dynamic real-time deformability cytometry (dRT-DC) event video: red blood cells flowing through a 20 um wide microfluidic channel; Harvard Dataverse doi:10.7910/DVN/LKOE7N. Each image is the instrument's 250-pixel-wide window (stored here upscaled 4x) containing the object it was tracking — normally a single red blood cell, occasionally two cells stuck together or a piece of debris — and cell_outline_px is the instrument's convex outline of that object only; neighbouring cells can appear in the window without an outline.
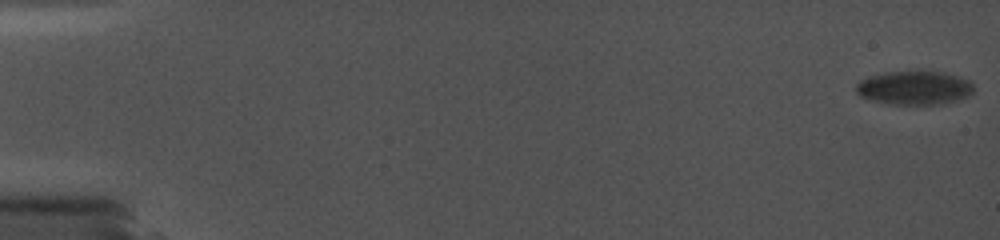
{"species": "common noctule bat (a hibernating species)", "species_latin": "Nyctalus noctula", "temperature_condition": "cold", "stored_images_in_passage": 77, "camera_frame_rate_fps": 5000, "um_per_image_px": 0.085, "animal": {"sex": "female", "body_mass_g": 19.0, "forearm_length_mm": 56.7}, "frame": {"image": 1, "passage_image": 1, "time_ms": 0.0, "image_size_px": [1000, 240], "cell_outline_px": [[972, 92], [968, 96], [956, 100], [940, 104], [892, 104], [872, 100], [860, 96], [856, 92], [856, 84], [860, 80], [868, 76], [884, 72], [920, 68], [944, 72], [968, 80], [972, 84]], "centroid_in_image_um": [77.68, 7.41], "position_along_channel_um": 7.3, "area_um2": 23.7}}
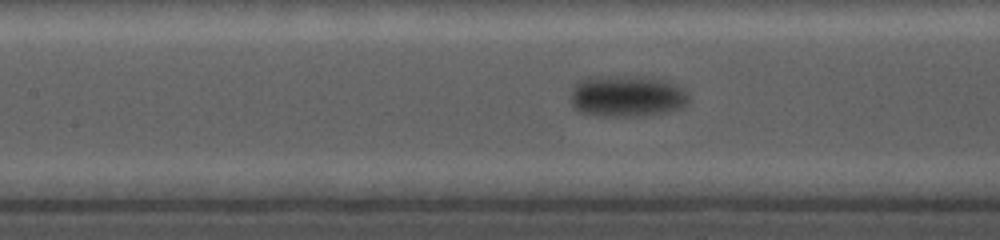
{"frame": {"image": 2, "passage_image": 46, "time_ms": 9.6, "image_size_px": [1000, 240], "cell_outline_px": [[688, 104], [684, 108], [668, 112], [640, 116], [596, 116], [580, 112], [572, 104], [572, 84], [576, 80], [592, 76], [640, 76], [668, 80], [684, 88], [688, 92]], "centroid_in_image_um": [53.31, 8.16], "position_along_channel_um": 154.1, "area_um2": 29.3}}
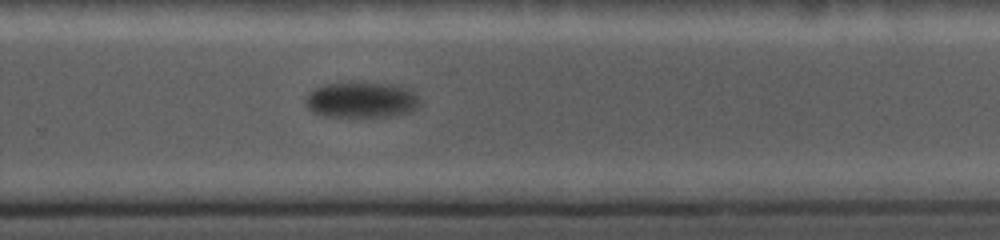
{"frame": {"image": 3, "passage_image": 65, "time_ms": 13.8, "image_size_px": [1000, 240], "cell_outline_px": [[420, 104], [416, 108], [408, 112], [388, 116], [324, 116], [312, 112], [304, 104], [304, 96], [308, 92], [316, 88], [328, 84], [400, 84], [416, 92], [420, 100]], "centroid_in_image_um": [30.72, 8.5], "position_along_channel_um": 299.1, "area_um2": 23.64}}